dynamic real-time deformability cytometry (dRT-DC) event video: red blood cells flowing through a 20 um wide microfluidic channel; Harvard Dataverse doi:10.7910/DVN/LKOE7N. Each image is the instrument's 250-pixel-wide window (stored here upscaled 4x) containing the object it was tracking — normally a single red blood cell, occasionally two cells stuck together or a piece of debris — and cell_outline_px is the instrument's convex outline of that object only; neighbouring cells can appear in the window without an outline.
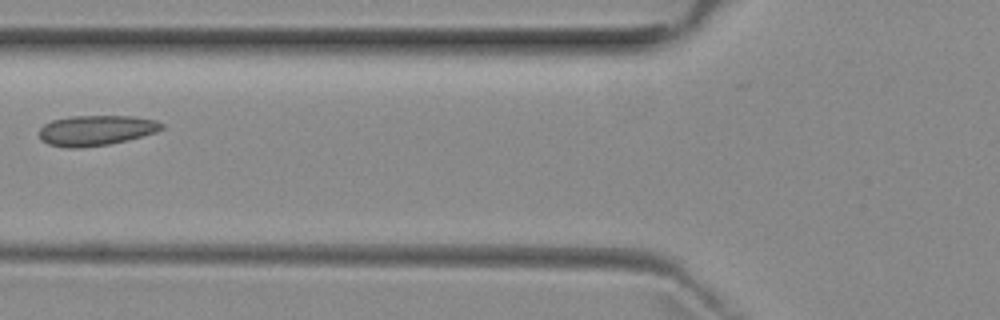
{"species": "common noctule bat (a hibernating species)", "species_latin": "Nyctalus noctula", "temperature_condition": "room temperature", "stored_images_in_passage": 6, "camera_frame_rate_fps": 3000, "um_per_image_px": 0.085, "animal": {"sex": "female", "body_mass_g": 29.2, "forearm_length_mm": 56.3}, "frame": {"image": 1, "passage_image": 6, "time_ms": 5.667, "image_size_px": [1000, 320], "cell_outline_px": [[164, 128], [156, 132], [108, 144], [80, 148], [68, 148], [48, 144], [40, 140], [40, 128], [44, 124], [52, 120], [72, 116], [132, 116], [156, 120], [164, 124]], "centroid_in_image_um": [8.14, 11.08], "position_along_channel_um": 117.7, "area_um2": 21.5}}